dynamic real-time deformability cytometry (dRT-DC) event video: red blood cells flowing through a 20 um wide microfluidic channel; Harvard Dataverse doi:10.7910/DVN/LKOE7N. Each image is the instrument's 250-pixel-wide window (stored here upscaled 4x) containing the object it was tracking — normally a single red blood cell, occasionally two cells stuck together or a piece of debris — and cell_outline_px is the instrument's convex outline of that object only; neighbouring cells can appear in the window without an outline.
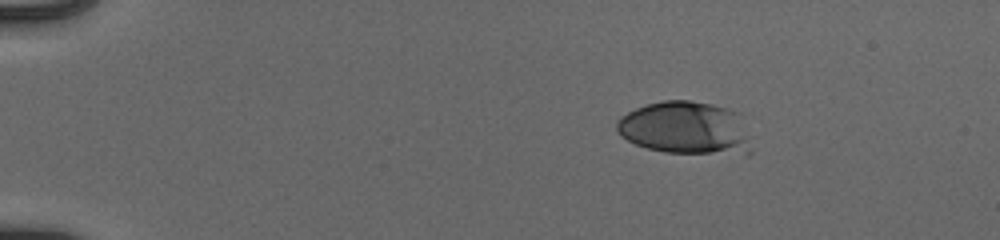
{"species": "human", "species_latin": "Homo sapiens", "temperature_condition": "cold", "stored_images_in_passage": 45, "camera_frame_rate_fps": 3000, "um_per_image_px": 0.085, "donor": {"sex": "male"}, "frame": {"image": 1, "passage_image": 1, "time_ms": 0.0, "image_size_px": [1000, 240], "cell_outline_px": [[752, 152], [748, 156], [664, 152], [648, 148], [636, 144], [620, 136], [616, 128], [616, 124], [620, 116], [636, 108], [648, 104], [664, 100], [688, 100], [712, 104], [728, 108], [736, 112]], "centroid_in_image_um": [58.25, 10.92], "position_along_channel_um": 26.8, "area_um2": 41.62}}
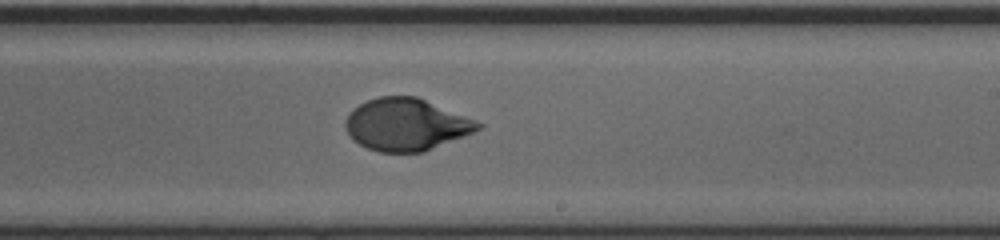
{"frame": {"image": 2, "passage_image": 26, "time_ms": 8.333, "image_size_px": [1000, 240], "cell_outline_px": [[484, 124], [480, 128], [464, 136], [424, 152], [380, 152], [368, 148], [352, 140], [344, 128], [344, 120], [352, 108], [368, 100], [380, 96], [416, 96], [476, 120]], "centroid_in_image_um": [34.49, 10.59], "position_along_channel_um": 254.5, "area_um2": 40.29}}
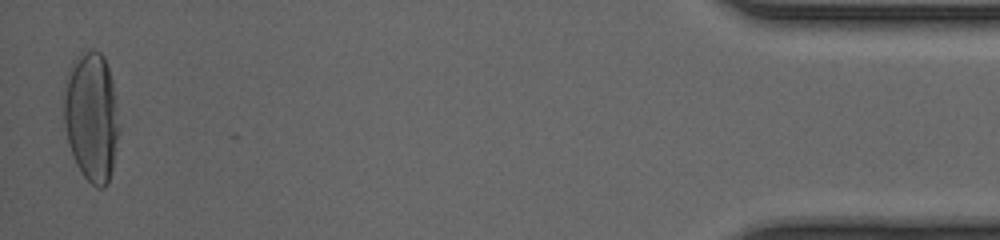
{"frame": {"image": 3, "passage_image": 45, "time_ms": 14.667, "image_size_px": [1000, 240], "cell_outline_px": [[120, 128], [112, 168], [108, 180], [104, 188], [96, 188], [80, 172], [76, 164], [68, 144], [64, 124], [64, 80], [68, 68], [72, 60], [80, 52], [88, 48], [92, 48], [100, 52], [104, 56], [112, 80], [120, 124]], "centroid_in_image_um": [7.76, 9.86], "position_along_channel_um": 427.4, "area_um2": 42.43}, "authors_computed_cell_mechanics": {"area_um2": 40.2866, "velocity_mm_per_s": 3.9403, "shape_relaxation_time_tau1_ms": 4.4003, "shape_relaxation_time_tau2_ms": null, "deformation_change_tau1": 0.201, "deformation_change_tau2": null}}